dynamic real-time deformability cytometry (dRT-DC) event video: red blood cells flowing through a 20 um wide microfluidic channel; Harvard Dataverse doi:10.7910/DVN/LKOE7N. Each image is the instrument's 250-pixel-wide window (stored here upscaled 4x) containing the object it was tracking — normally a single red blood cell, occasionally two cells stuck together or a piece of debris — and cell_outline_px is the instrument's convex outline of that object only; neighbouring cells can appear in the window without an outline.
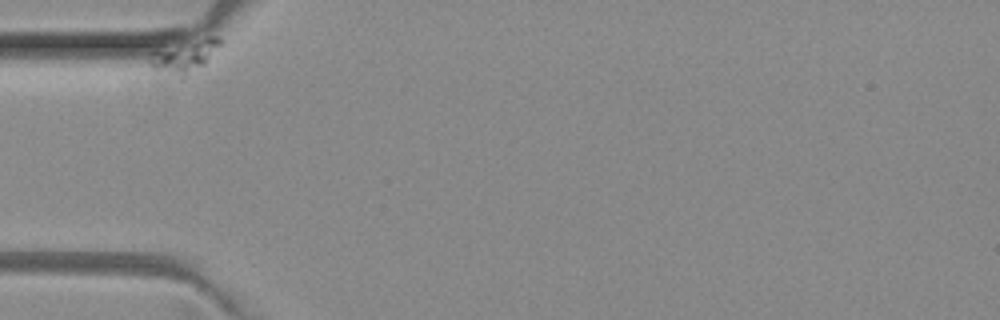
{"species": "common noctule bat (a hibernating species)", "species_latin": "Nyctalus noctula", "temperature_condition": "room temperature", "stored_images_in_passage": 5, "camera_frame_rate_fps": 3000, "um_per_image_px": 0.085, "animal": {"sex": "female", "body_mass_g": 29.2, "forearm_length_mm": 56.3}, "frame": {"image": 1, "passage_image": 1, "time_ms": 0.0, "image_size_px": [1000, 320], "cell_outline_px": [[220, 44], [204, 64], [184, 80], [176, 80], [152, 68], [148, 64], [148, 60], [152, 52], [208, 36], [220, 36]], "centroid_in_image_um": [15.63, 4.88], "position_along_channel_um": 69.4, "area_um2": 13.47}}
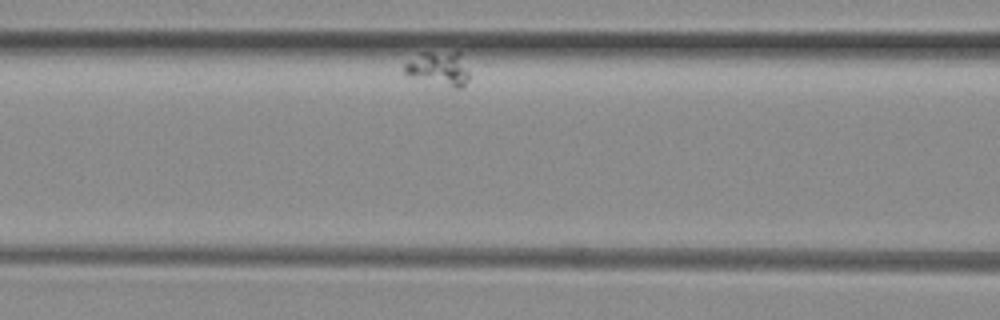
{"frame": {"image": 2, "passage_image": 4, "time_ms": 1.0, "image_size_px": [1000, 320], "cell_outline_px": [[468, 80], [460, 88], [456, 88], [408, 76], [404, 72], [404, 64], [420, 52], [460, 52], [468, 68]], "centroid_in_image_um": [37.29, 5.81], "position_along_channel_um": 129.3, "area_um2": 12.77}}